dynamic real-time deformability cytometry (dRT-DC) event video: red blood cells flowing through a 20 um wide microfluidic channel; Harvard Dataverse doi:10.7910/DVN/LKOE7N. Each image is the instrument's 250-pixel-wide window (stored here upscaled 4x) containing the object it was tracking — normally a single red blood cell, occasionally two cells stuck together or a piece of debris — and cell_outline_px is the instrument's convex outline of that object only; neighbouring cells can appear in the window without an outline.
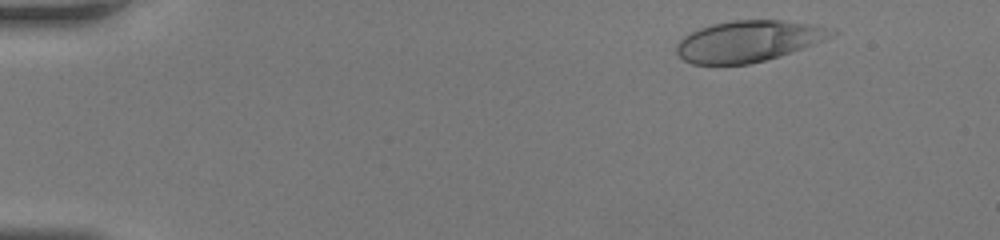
{"species": "human", "species_latin": "Homo sapiens", "temperature_condition": "room temperature", "stored_images_in_passage": 38, "camera_frame_rate_fps": 3000, "um_per_image_px": 0.085, "donor": {"sex": "female"}, "frame": {"image": 1, "passage_image": 3, "time_ms": 0.667, "image_size_px": [1000, 240], "cell_outline_px": [[836, 32], [832, 36], [824, 40], [780, 56], [748, 64], [692, 64], [684, 60], [676, 52], [676, 44], [684, 36], [700, 28], [712, 24], [732, 20], [784, 20], [808, 24], [824, 28]], "centroid_in_image_um": [63.55, 3.5], "position_along_channel_um": 21.4, "area_um2": 36.65}}
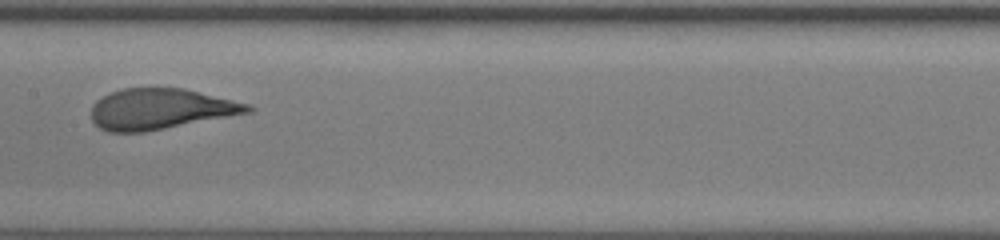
{"frame": {"image": 2, "passage_image": 22, "time_ms": 7.0, "image_size_px": [1000, 240], "cell_outline_px": [[256, 108], [252, 112], [144, 132], [108, 132], [100, 128], [92, 120], [92, 104], [96, 100], [112, 92], [124, 88], [184, 88], [252, 104]], "centroid_in_image_um": [13.68, 9.26], "position_along_channel_um": 193.7, "area_um2": 37.17}}
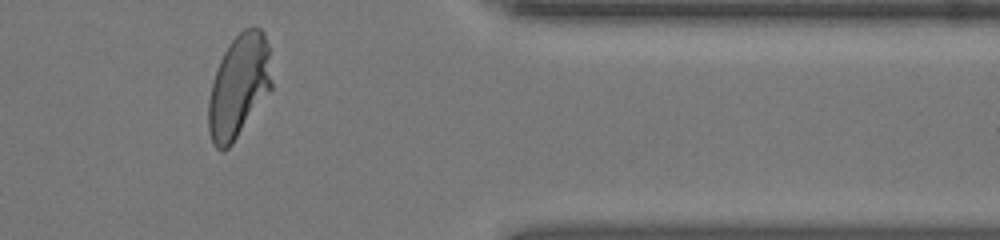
{"frame": {"image": 3, "passage_image": 36, "time_ms": 11.667, "image_size_px": [1000, 240], "cell_outline_px": [[272, 88], [232, 144], [224, 152], [220, 152], [212, 144], [208, 132], [208, 100], [212, 84], [220, 60], [228, 44], [244, 28], [260, 28], [264, 32], [268, 44], [272, 80]], "centroid_in_image_um": [20.29, 7.36], "position_along_channel_um": 391.1, "area_um2": 38.03}}